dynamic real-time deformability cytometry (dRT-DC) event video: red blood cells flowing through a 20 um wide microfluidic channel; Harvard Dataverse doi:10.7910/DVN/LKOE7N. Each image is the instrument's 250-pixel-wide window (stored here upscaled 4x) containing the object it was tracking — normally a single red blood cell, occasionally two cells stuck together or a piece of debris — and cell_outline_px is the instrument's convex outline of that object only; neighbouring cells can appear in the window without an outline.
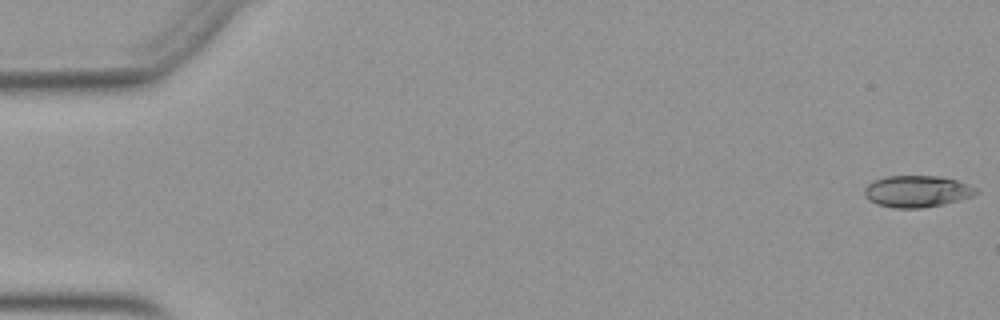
{"species": "Egyptian fruit bat (a non-hibernating species)", "species_latin": "Rousettus aegyptiacus", "temperature_condition": "warm", "stored_images_in_passage": 27, "camera_frame_rate_fps": 3000, "um_per_image_px": 0.085, "animal": {"sex": "female"}, "frame": {"image": 1, "passage_image": 1, "time_ms": 0.0, "image_size_px": [1000, 320], "cell_outline_px": [[976, 192], [972, 196], [944, 204], [920, 208], [892, 208], [876, 204], [868, 200], [864, 196], [864, 188], [868, 184], [876, 180], [888, 176], [936, 176], [956, 180], [968, 184], [976, 188]], "centroid_in_image_um": [77.9, 16.27], "position_along_channel_um": 7.1, "area_um2": 20.46}}
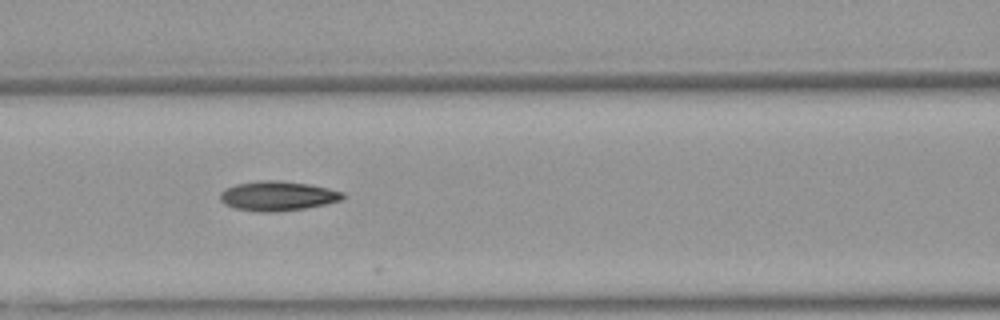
{"frame": {"image": 2, "passage_image": 23, "time_ms": 7.333, "image_size_px": [1000, 320], "cell_outline_px": [[348, 196], [340, 200], [324, 204], [304, 208], [272, 212], [256, 212], [236, 208], [224, 204], [220, 200], [220, 192], [224, 188], [236, 184], [260, 180], [280, 180], [308, 184], [328, 188], [344, 192]], "centroid_in_image_um": [23.58, 16.65], "position_along_channel_um": 143.0, "area_um2": 21.21}}
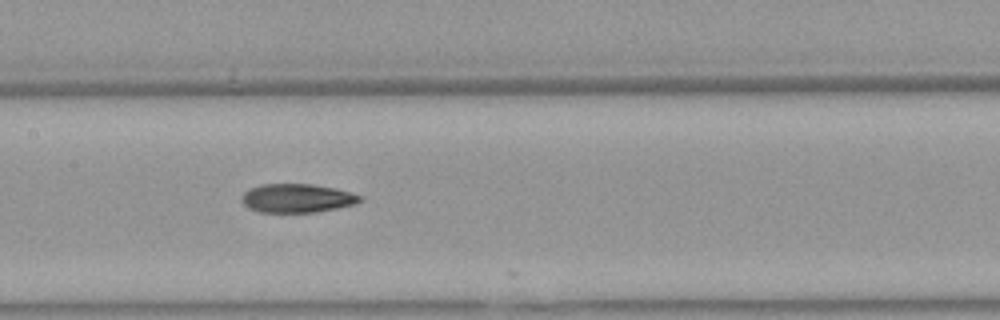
{"frame": {"image": 3, "passage_image": 26, "time_ms": 8.333, "image_size_px": [1000, 320], "cell_outline_px": [[364, 200], [356, 204], [316, 212], [260, 212], [248, 208], [244, 204], [244, 192], [248, 188], [260, 184], [312, 184], [336, 188], [352, 192], [364, 196]], "centroid_in_image_um": [25.32, 16.84], "position_along_channel_um": 182.1, "area_um2": 19.94}}